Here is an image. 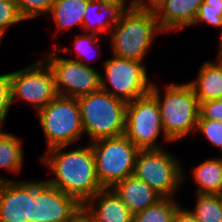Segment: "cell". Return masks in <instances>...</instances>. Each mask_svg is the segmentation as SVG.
Here are the masks:
<instances>
[{"label": "cell", "mask_w": 222, "mask_h": 222, "mask_svg": "<svg viewBox=\"0 0 222 222\" xmlns=\"http://www.w3.org/2000/svg\"><path fill=\"white\" fill-rule=\"evenodd\" d=\"M132 9V5H110L96 0H89L83 16L82 29L90 34L109 35L115 24L121 21L122 16Z\"/></svg>", "instance_id": "cell-16"}, {"label": "cell", "mask_w": 222, "mask_h": 222, "mask_svg": "<svg viewBox=\"0 0 222 222\" xmlns=\"http://www.w3.org/2000/svg\"><path fill=\"white\" fill-rule=\"evenodd\" d=\"M15 1H0V35L5 36L10 26L24 22Z\"/></svg>", "instance_id": "cell-28"}, {"label": "cell", "mask_w": 222, "mask_h": 222, "mask_svg": "<svg viewBox=\"0 0 222 222\" xmlns=\"http://www.w3.org/2000/svg\"><path fill=\"white\" fill-rule=\"evenodd\" d=\"M204 0H164L154 11L164 32L193 27L199 6Z\"/></svg>", "instance_id": "cell-15"}, {"label": "cell", "mask_w": 222, "mask_h": 222, "mask_svg": "<svg viewBox=\"0 0 222 222\" xmlns=\"http://www.w3.org/2000/svg\"><path fill=\"white\" fill-rule=\"evenodd\" d=\"M175 198H162L156 204L134 215L133 222H172L176 210L181 206Z\"/></svg>", "instance_id": "cell-23"}, {"label": "cell", "mask_w": 222, "mask_h": 222, "mask_svg": "<svg viewBox=\"0 0 222 222\" xmlns=\"http://www.w3.org/2000/svg\"><path fill=\"white\" fill-rule=\"evenodd\" d=\"M218 54L216 55V60L219 62V64L222 66V48L218 49Z\"/></svg>", "instance_id": "cell-35"}, {"label": "cell", "mask_w": 222, "mask_h": 222, "mask_svg": "<svg viewBox=\"0 0 222 222\" xmlns=\"http://www.w3.org/2000/svg\"><path fill=\"white\" fill-rule=\"evenodd\" d=\"M219 43H217V44H219V45H217L218 46V48H222V35L219 37Z\"/></svg>", "instance_id": "cell-36"}, {"label": "cell", "mask_w": 222, "mask_h": 222, "mask_svg": "<svg viewBox=\"0 0 222 222\" xmlns=\"http://www.w3.org/2000/svg\"><path fill=\"white\" fill-rule=\"evenodd\" d=\"M213 61L207 60L201 64L196 79L187 82L196 95L198 103L222 99V66L216 59Z\"/></svg>", "instance_id": "cell-18"}, {"label": "cell", "mask_w": 222, "mask_h": 222, "mask_svg": "<svg viewBox=\"0 0 222 222\" xmlns=\"http://www.w3.org/2000/svg\"><path fill=\"white\" fill-rule=\"evenodd\" d=\"M196 132L203 134L212 146L222 153V122L218 120L198 119ZM222 156V154H220Z\"/></svg>", "instance_id": "cell-27"}, {"label": "cell", "mask_w": 222, "mask_h": 222, "mask_svg": "<svg viewBox=\"0 0 222 222\" xmlns=\"http://www.w3.org/2000/svg\"><path fill=\"white\" fill-rule=\"evenodd\" d=\"M164 0H131L132 8L155 11Z\"/></svg>", "instance_id": "cell-31"}, {"label": "cell", "mask_w": 222, "mask_h": 222, "mask_svg": "<svg viewBox=\"0 0 222 222\" xmlns=\"http://www.w3.org/2000/svg\"><path fill=\"white\" fill-rule=\"evenodd\" d=\"M89 0H55L49 15H52L57 31L69 30L73 26L82 27L83 16Z\"/></svg>", "instance_id": "cell-20"}, {"label": "cell", "mask_w": 222, "mask_h": 222, "mask_svg": "<svg viewBox=\"0 0 222 222\" xmlns=\"http://www.w3.org/2000/svg\"><path fill=\"white\" fill-rule=\"evenodd\" d=\"M197 194L220 195L222 192V156L207 158L193 168Z\"/></svg>", "instance_id": "cell-19"}, {"label": "cell", "mask_w": 222, "mask_h": 222, "mask_svg": "<svg viewBox=\"0 0 222 222\" xmlns=\"http://www.w3.org/2000/svg\"><path fill=\"white\" fill-rule=\"evenodd\" d=\"M85 219H86V216L83 210H81L72 220L68 222H83Z\"/></svg>", "instance_id": "cell-34"}, {"label": "cell", "mask_w": 222, "mask_h": 222, "mask_svg": "<svg viewBox=\"0 0 222 222\" xmlns=\"http://www.w3.org/2000/svg\"><path fill=\"white\" fill-rule=\"evenodd\" d=\"M161 133L165 143L172 142L163 131L160 108L150 92L127 103L124 135L139 150L164 148L157 140Z\"/></svg>", "instance_id": "cell-10"}, {"label": "cell", "mask_w": 222, "mask_h": 222, "mask_svg": "<svg viewBox=\"0 0 222 222\" xmlns=\"http://www.w3.org/2000/svg\"><path fill=\"white\" fill-rule=\"evenodd\" d=\"M83 222H90L87 218Z\"/></svg>", "instance_id": "cell-37"}, {"label": "cell", "mask_w": 222, "mask_h": 222, "mask_svg": "<svg viewBox=\"0 0 222 222\" xmlns=\"http://www.w3.org/2000/svg\"><path fill=\"white\" fill-rule=\"evenodd\" d=\"M156 83H152L150 93L158 102L163 131L174 143L190 133H196L199 117V103L191 86L186 83H169L162 92Z\"/></svg>", "instance_id": "cell-2"}, {"label": "cell", "mask_w": 222, "mask_h": 222, "mask_svg": "<svg viewBox=\"0 0 222 222\" xmlns=\"http://www.w3.org/2000/svg\"><path fill=\"white\" fill-rule=\"evenodd\" d=\"M90 222H133L134 214L111 188H103L83 205Z\"/></svg>", "instance_id": "cell-14"}, {"label": "cell", "mask_w": 222, "mask_h": 222, "mask_svg": "<svg viewBox=\"0 0 222 222\" xmlns=\"http://www.w3.org/2000/svg\"><path fill=\"white\" fill-rule=\"evenodd\" d=\"M96 1H99L101 3H107L110 5H132L130 0H96Z\"/></svg>", "instance_id": "cell-33"}, {"label": "cell", "mask_w": 222, "mask_h": 222, "mask_svg": "<svg viewBox=\"0 0 222 222\" xmlns=\"http://www.w3.org/2000/svg\"><path fill=\"white\" fill-rule=\"evenodd\" d=\"M135 215L156 204L163 197L134 175L127 176L111 188Z\"/></svg>", "instance_id": "cell-17"}, {"label": "cell", "mask_w": 222, "mask_h": 222, "mask_svg": "<svg viewBox=\"0 0 222 222\" xmlns=\"http://www.w3.org/2000/svg\"><path fill=\"white\" fill-rule=\"evenodd\" d=\"M11 83L12 101H25L36 112L57 96L52 69L43 58L11 72Z\"/></svg>", "instance_id": "cell-11"}, {"label": "cell", "mask_w": 222, "mask_h": 222, "mask_svg": "<svg viewBox=\"0 0 222 222\" xmlns=\"http://www.w3.org/2000/svg\"><path fill=\"white\" fill-rule=\"evenodd\" d=\"M172 222H198L196 218L191 214L189 209L179 207L174 216Z\"/></svg>", "instance_id": "cell-32"}, {"label": "cell", "mask_w": 222, "mask_h": 222, "mask_svg": "<svg viewBox=\"0 0 222 222\" xmlns=\"http://www.w3.org/2000/svg\"><path fill=\"white\" fill-rule=\"evenodd\" d=\"M99 38L100 36L90 33L76 35L73 43L74 45L72 46L74 47L73 50L75 51L77 58L73 59V57H71V60L90 66L91 59L89 58L94 56L93 53H95V56L97 57L100 52L99 49L101 47H98L100 46V43L98 42ZM92 54L93 56H91ZM95 56L93 58H95Z\"/></svg>", "instance_id": "cell-24"}, {"label": "cell", "mask_w": 222, "mask_h": 222, "mask_svg": "<svg viewBox=\"0 0 222 222\" xmlns=\"http://www.w3.org/2000/svg\"><path fill=\"white\" fill-rule=\"evenodd\" d=\"M163 33L154 11L132 8L108 35L112 55L143 63L155 37Z\"/></svg>", "instance_id": "cell-3"}, {"label": "cell", "mask_w": 222, "mask_h": 222, "mask_svg": "<svg viewBox=\"0 0 222 222\" xmlns=\"http://www.w3.org/2000/svg\"><path fill=\"white\" fill-rule=\"evenodd\" d=\"M84 134L89 143L124 135L127 103L101 89L77 98Z\"/></svg>", "instance_id": "cell-4"}, {"label": "cell", "mask_w": 222, "mask_h": 222, "mask_svg": "<svg viewBox=\"0 0 222 222\" xmlns=\"http://www.w3.org/2000/svg\"><path fill=\"white\" fill-rule=\"evenodd\" d=\"M103 62L102 69L105 74L100 73L102 91L110 93L113 97L126 103L150 92L152 82L149 81L147 67L144 63L115 55Z\"/></svg>", "instance_id": "cell-9"}, {"label": "cell", "mask_w": 222, "mask_h": 222, "mask_svg": "<svg viewBox=\"0 0 222 222\" xmlns=\"http://www.w3.org/2000/svg\"><path fill=\"white\" fill-rule=\"evenodd\" d=\"M90 144L97 179L102 188H112L133 175L139 149L125 135L99 139Z\"/></svg>", "instance_id": "cell-7"}, {"label": "cell", "mask_w": 222, "mask_h": 222, "mask_svg": "<svg viewBox=\"0 0 222 222\" xmlns=\"http://www.w3.org/2000/svg\"><path fill=\"white\" fill-rule=\"evenodd\" d=\"M206 23L214 28H220L222 35V0H204L199 6L196 21L193 26Z\"/></svg>", "instance_id": "cell-25"}, {"label": "cell", "mask_w": 222, "mask_h": 222, "mask_svg": "<svg viewBox=\"0 0 222 222\" xmlns=\"http://www.w3.org/2000/svg\"><path fill=\"white\" fill-rule=\"evenodd\" d=\"M33 180L0 182V222H31Z\"/></svg>", "instance_id": "cell-13"}, {"label": "cell", "mask_w": 222, "mask_h": 222, "mask_svg": "<svg viewBox=\"0 0 222 222\" xmlns=\"http://www.w3.org/2000/svg\"><path fill=\"white\" fill-rule=\"evenodd\" d=\"M69 49L54 44L52 52L42 57L52 69L57 95L77 99L100 90V72L96 68L60 56L59 50L68 54Z\"/></svg>", "instance_id": "cell-8"}, {"label": "cell", "mask_w": 222, "mask_h": 222, "mask_svg": "<svg viewBox=\"0 0 222 222\" xmlns=\"http://www.w3.org/2000/svg\"><path fill=\"white\" fill-rule=\"evenodd\" d=\"M11 72L0 75V127H3L12 105Z\"/></svg>", "instance_id": "cell-29"}, {"label": "cell", "mask_w": 222, "mask_h": 222, "mask_svg": "<svg viewBox=\"0 0 222 222\" xmlns=\"http://www.w3.org/2000/svg\"><path fill=\"white\" fill-rule=\"evenodd\" d=\"M46 140V151L76 144L84 135L82 119L75 98L56 96L37 112Z\"/></svg>", "instance_id": "cell-5"}, {"label": "cell", "mask_w": 222, "mask_h": 222, "mask_svg": "<svg viewBox=\"0 0 222 222\" xmlns=\"http://www.w3.org/2000/svg\"><path fill=\"white\" fill-rule=\"evenodd\" d=\"M66 147L51 148L40 158L55 176L45 181L83 205L103 189L97 179L93 150L90 143L69 151H65Z\"/></svg>", "instance_id": "cell-1"}, {"label": "cell", "mask_w": 222, "mask_h": 222, "mask_svg": "<svg viewBox=\"0 0 222 222\" xmlns=\"http://www.w3.org/2000/svg\"><path fill=\"white\" fill-rule=\"evenodd\" d=\"M198 119L218 120L222 122V99L199 103Z\"/></svg>", "instance_id": "cell-30"}, {"label": "cell", "mask_w": 222, "mask_h": 222, "mask_svg": "<svg viewBox=\"0 0 222 222\" xmlns=\"http://www.w3.org/2000/svg\"><path fill=\"white\" fill-rule=\"evenodd\" d=\"M165 149L139 150L133 175L163 198H174L187 176L177 156Z\"/></svg>", "instance_id": "cell-6"}, {"label": "cell", "mask_w": 222, "mask_h": 222, "mask_svg": "<svg viewBox=\"0 0 222 222\" xmlns=\"http://www.w3.org/2000/svg\"><path fill=\"white\" fill-rule=\"evenodd\" d=\"M81 210L82 205L73 196L63 193L45 180L33 181L31 222H68Z\"/></svg>", "instance_id": "cell-12"}, {"label": "cell", "mask_w": 222, "mask_h": 222, "mask_svg": "<svg viewBox=\"0 0 222 222\" xmlns=\"http://www.w3.org/2000/svg\"><path fill=\"white\" fill-rule=\"evenodd\" d=\"M195 207L191 214L198 222H222V198L220 195L195 193Z\"/></svg>", "instance_id": "cell-22"}, {"label": "cell", "mask_w": 222, "mask_h": 222, "mask_svg": "<svg viewBox=\"0 0 222 222\" xmlns=\"http://www.w3.org/2000/svg\"><path fill=\"white\" fill-rule=\"evenodd\" d=\"M22 140L0 127V168L18 174L23 168L24 150ZM11 180L0 175V182Z\"/></svg>", "instance_id": "cell-21"}, {"label": "cell", "mask_w": 222, "mask_h": 222, "mask_svg": "<svg viewBox=\"0 0 222 222\" xmlns=\"http://www.w3.org/2000/svg\"><path fill=\"white\" fill-rule=\"evenodd\" d=\"M15 2L20 16L29 21L48 15L55 0H15Z\"/></svg>", "instance_id": "cell-26"}]
</instances>
